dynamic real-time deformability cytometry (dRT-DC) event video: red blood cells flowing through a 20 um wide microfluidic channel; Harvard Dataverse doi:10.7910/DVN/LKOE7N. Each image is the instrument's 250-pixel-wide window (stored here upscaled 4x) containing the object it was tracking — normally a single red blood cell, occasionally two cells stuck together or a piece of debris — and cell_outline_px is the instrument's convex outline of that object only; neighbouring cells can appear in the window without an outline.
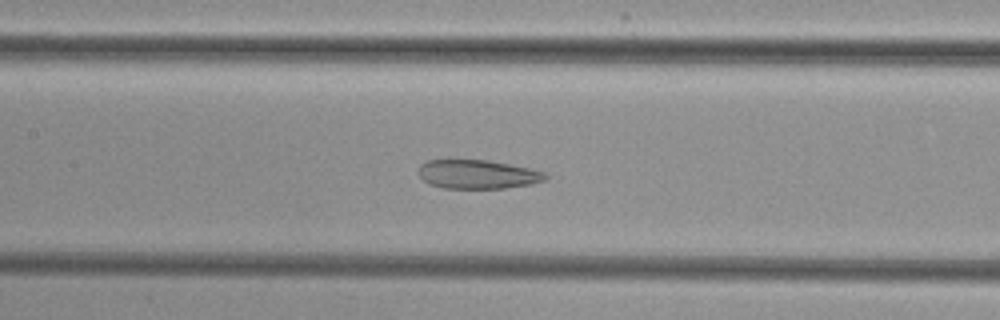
{"species": "common noctule bat (a hibernating species)", "species_latin": "Nyctalus noctula", "temperature_condition": "cold", "stored_images_in_passage": 48, "camera_frame_rate_fps": 3000, "um_per_image_px": 0.085, "animal": {"sex": "female", "body_mass_g": 29.2, "forearm_length_mm": 56.3}, "frame": {"image": 1, "passage_image": 20, "time_ms": 6.333, "image_size_px": [1000, 320], "cell_outline_px": [[548, 176], [544, 180], [528, 184], [504, 188], [444, 188], [432, 184], [424, 180], [416, 172], [420, 164], [428, 160], [488, 160], [528, 168], [544, 172]], "centroid_in_image_um": [40.55, 14.81], "position_along_channel_um": 166.9, "area_um2": 21.1}}
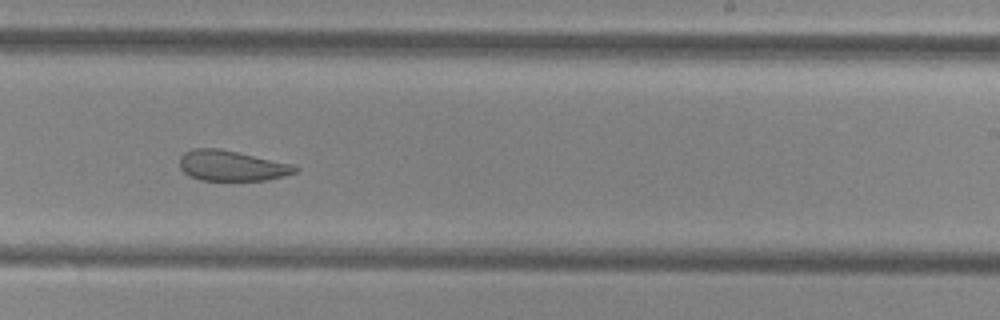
{"frame": {"image": 2, "passage_image": 28, "time_ms": 9.0, "image_size_px": [1000, 320], "cell_outline_px": [[300, 168], [296, 172], [284, 176], [268, 180], [200, 180], [184, 172], [180, 168], [180, 156], [184, 152], [192, 148], [220, 148], [292, 164]], "centroid_in_image_um": [19.69, 14.08], "position_along_channel_um": 269.3, "area_um2": 20.46}}
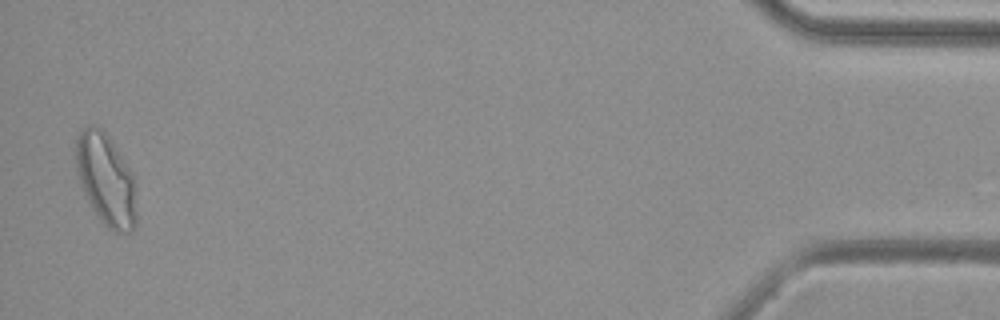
{"frame": {"image": 3, "passage_image": 47, "time_ms": 15.333, "image_size_px": [1000, 320], "cell_outline_px": [[136, 224], [132, 232], [116, 232], [108, 228], [100, 220], [92, 208], [80, 184], [76, 168], [76, 136], [84, 124], [92, 124], [104, 132], [112, 140], [132, 172], [136, 180]], "centroid_in_image_um": [9.02, 15.25], "position_along_channel_um": 426.2, "area_um2": 32.83}}